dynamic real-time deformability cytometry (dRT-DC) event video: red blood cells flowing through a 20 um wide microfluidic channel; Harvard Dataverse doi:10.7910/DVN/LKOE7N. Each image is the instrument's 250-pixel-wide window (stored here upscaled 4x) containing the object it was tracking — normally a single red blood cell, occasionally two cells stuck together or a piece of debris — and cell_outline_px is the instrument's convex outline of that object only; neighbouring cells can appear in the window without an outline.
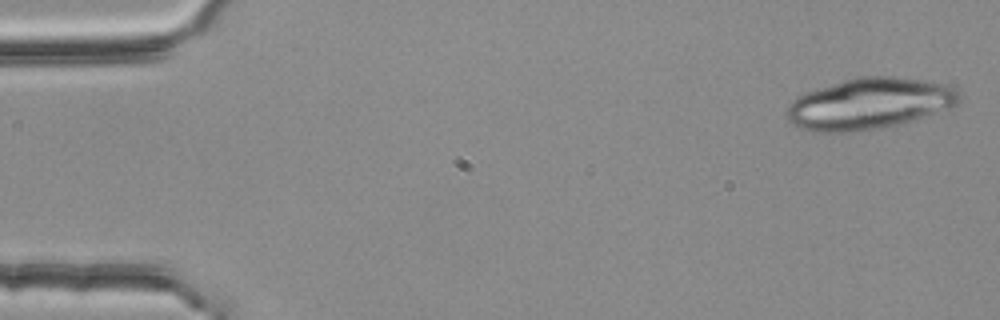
{"species": "common noctule bat (a hibernating species)", "species_latin": "Nyctalus noctula", "temperature_condition": "room temperature", "stored_images_in_passage": 3, "camera_frame_rate_fps": 3000, "um_per_image_px": 0.085, "animal": {"sex": "female", "body_mass_g": 25.1}, "frame": {"image": 1, "passage_image": 1, "time_ms": 0.0, "image_size_px": [1000, 320], "cell_outline_px": [[960, 100], [956, 104], [896, 124], [876, 128], [848, 132], [812, 132], [796, 128], [788, 120], [788, 104], [796, 96], [804, 92], [856, 76], [896, 76], [924, 80], [944, 84], [956, 88], [960, 92]], "centroid_in_image_um": [73.8, 8.79], "position_along_channel_um": 11.2, "area_um2": 50.98}}